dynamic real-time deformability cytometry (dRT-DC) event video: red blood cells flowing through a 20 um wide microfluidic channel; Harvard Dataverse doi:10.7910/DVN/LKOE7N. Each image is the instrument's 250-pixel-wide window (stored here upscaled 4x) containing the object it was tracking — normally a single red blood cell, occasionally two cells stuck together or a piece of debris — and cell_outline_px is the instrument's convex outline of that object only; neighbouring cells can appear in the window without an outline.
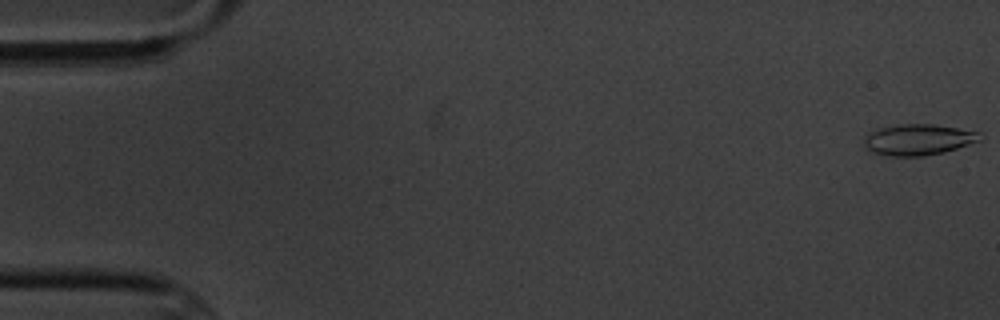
{"species": "common noctule bat (a hibernating species)", "species_latin": "Nyctalus noctula", "temperature_condition": "cold", "stored_images_in_passage": 8, "camera_frame_rate_fps": 3000, "um_per_image_px": 0.085, "animal": {"sex": "male", "body_mass_g": 20.1, "forearm_length_mm": 53.5}, "frame": {"image": 1, "passage_image": 1, "time_ms": 0.0, "image_size_px": [1000, 320], "cell_outline_px": [[984, 136], [980, 140], [944, 152], [924, 156], [892, 156], [872, 152], [864, 144], [864, 136], [868, 132], [880, 128], [900, 124], [932, 124], [980, 132]], "centroid_in_image_um": [78.04, 11.86], "position_along_channel_um": 7.0, "area_um2": 20.81}}
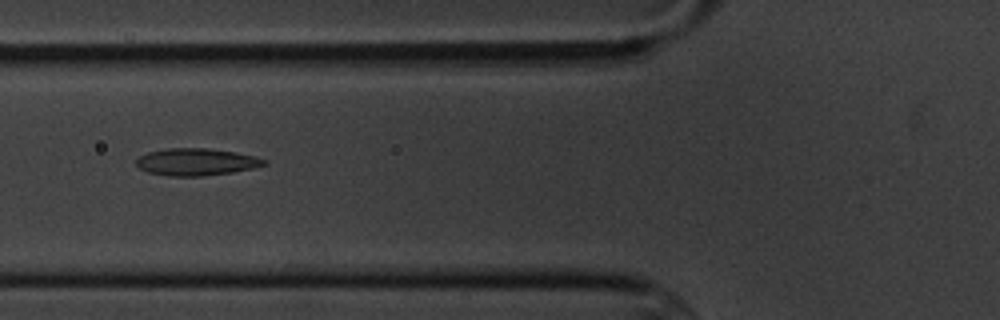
{"frame": {"image": 2, "passage_image": 7, "time_ms": 7.0, "image_size_px": [1000, 320], "cell_outline_px": [[268, 164], [252, 168], [232, 172], [204, 176], [168, 176], [148, 172], [140, 168], [136, 164], [136, 160], [140, 156], [148, 152], [168, 148], [208, 148], [236, 152], [268, 160]], "centroid_in_image_um": [16.69, 13.76], "position_along_channel_um": 109.1, "area_um2": 20.17}}
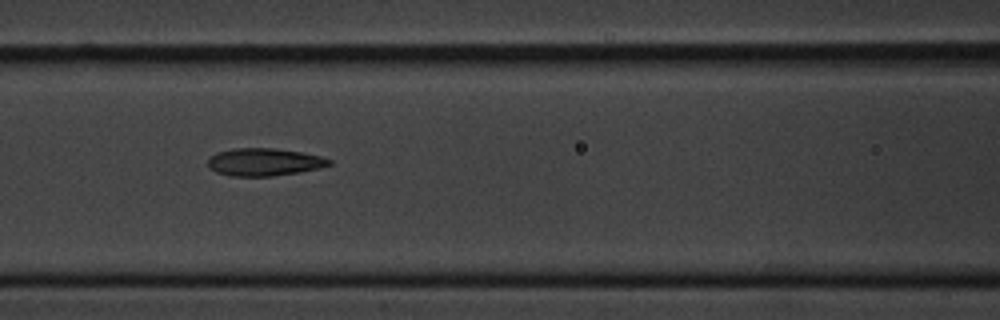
{"frame": {"image": 3, "passage_image": 8, "time_ms": 8.0, "image_size_px": [1000, 320], "cell_outline_px": [[332, 164], [320, 168], [300, 172], [272, 176], [232, 176], [216, 172], [208, 168], [208, 160], [216, 152], [236, 148], [276, 148], [300, 152], [320, 156], [332, 160]], "centroid_in_image_um": [22.46, 13.77], "position_along_channel_um": 144.1, "area_um2": 19.54}}